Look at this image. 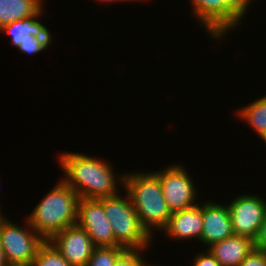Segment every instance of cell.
<instances>
[{
	"mask_svg": "<svg viewBox=\"0 0 266 266\" xmlns=\"http://www.w3.org/2000/svg\"><path fill=\"white\" fill-rule=\"evenodd\" d=\"M147 249H126L116 260L114 266H156L145 262L142 257ZM144 258V259H143Z\"/></svg>",
	"mask_w": 266,
	"mask_h": 266,
	"instance_id": "19",
	"label": "cell"
},
{
	"mask_svg": "<svg viewBox=\"0 0 266 266\" xmlns=\"http://www.w3.org/2000/svg\"><path fill=\"white\" fill-rule=\"evenodd\" d=\"M108 220L104 214L103 198H80L76 225L89 235L95 247L120 246Z\"/></svg>",
	"mask_w": 266,
	"mask_h": 266,
	"instance_id": "8",
	"label": "cell"
},
{
	"mask_svg": "<svg viewBox=\"0 0 266 266\" xmlns=\"http://www.w3.org/2000/svg\"><path fill=\"white\" fill-rule=\"evenodd\" d=\"M254 247L255 249L266 252V217L260 226L257 237L254 240Z\"/></svg>",
	"mask_w": 266,
	"mask_h": 266,
	"instance_id": "24",
	"label": "cell"
},
{
	"mask_svg": "<svg viewBox=\"0 0 266 266\" xmlns=\"http://www.w3.org/2000/svg\"><path fill=\"white\" fill-rule=\"evenodd\" d=\"M183 164H172L164 169L153 171L159 178L163 196L171 213L191 208L196 203L198 189Z\"/></svg>",
	"mask_w": 266,
	"mask_h": 266,
	"instance_id": "6",
	"label": "cell"
},
{
	"mask_svg": "<svg viewBox=\"0 0 266 266\" xmlns=\"http://www.w3.org/2000/svg\"><path fill=\"white\" fill-rule=\"evenodd\" d=\"M5 217L0 223V243L8 264L32 265L46 240L25 220L23 228ZM24 226L26 228H24Z\"/></svg>",
	"mask_w": 266,
	"mask_h": 266,
	"instance_id": "5",
	"label": "cell"
},
{
	"mask_svg": "<svg viewBox=\"0 0 266 266\" xmlns=\"http://www.w3.org/2000/svg\"><path fill=\"white\" fill-rule=\"evenodd\" d=\"M206 251V252H204ZM202 250L198 255H195L192 266H221L220 263L214 258V256L208 250Z\"/></svg>",
	"mask_w": 266,
	"mask_h": 266,
	"instance_id": "23",
	"label": "cell"
},
{
	"mask_svg": "<svg viewBox=\"0 0 266 266\" xmlns=\"http://www.w3.org/2000/svg\"><path fill=\"white\" fill-rule=\"evenodd\" d=\"M7 266H32V265H16V264H8Z\"/></svg>",
	"mask_w": 266,
	"mask_h": 266,
	"instance_id": "29",
	"label": "cell"
},
{
	"mask_svg": "<svg viewBox=\"0 0 266 266\" xmlns=\"http://www.w3.org/2000/svg\"><path fill=\"white\" fill-rule=\"evenodd\" d=\"M8 263L6 262L4 253L2 251L1 243H0V266H7Z\"/></svg>",
	"mask_w": 266,
	"mask_h": 266,
	"instance_id": "26",
	"label": "cell"
},
{
	"mask_svg": "<svg viewBox=\"0 0 266 266\" xmlns=\"http://www.w3.org/2000/svg\"><path fill=\"white\" fill-rule=\"evenodd\" d=\"M142 226L153 237L168 224L171 211L163 196L160 180L154 172H125L124 188ZM155 230V231H153Z\"/></svg>",
	"mask_w": 266,
	"mask_h": 266,
	"instance_id": "2",
	"label": "cell"
},
{
	"mask_svg": "<svg viewBox=\"0 0 266 266\" xmlns=\"http://www.w3.org/2000/svg\"><path fill=\"white\" fill-rule=\"evenodd\" d=\"M97 1H98L97 3L101 2L102 4L103 3L106 4L107 2L110 3V4L113 3V2H115V3H117V2H119V3L120 2H133V1L134 2H137V1L140 2V0H97ZM141 1H143V0H141Z\"/></svg>",
	"mask_w": 266,
	"mask_h": 266,
	"instance_id": "25",
	"label": "cell"
},
{
	"mask_svg": "<svg viewBox=\"0 0 266 266\" xmlns=\"http://www.w3.org/2000/svg\"><path fill=\"white\" fill-rule=\"evenodd\" d=\"M263 140L264 143H266V130L262 132V134L259 136Z\"/></svg>",
	"mask_w": 266,
	"mask_h": 266,
	"instance_id": "27",
	"label": "cell"
},
{
	"mask_svg": "<svg viewBox=\"0 0 266 266\" xmlns=\"http://www.w3.org/2000/svg\"><path fill=\"white\" fill-rule=\"evenodd\" d=\"M238 110L235 112H237L240 120L252 127L258 136L266 130V95L255 99L245 107L240 109L238 107Z\"/></svg>",
	"mask_w": 266,
	"mask_h": 266,
	"instance_id": "16",
	"label": "cell"
},
{
	"mask_svg": "<svg viewBox=\"0 0 266 266\" xmlns=\"http://www.w3.org/2000/svg\"><path fill=\"white\" fill-rule=\"evenodd\" d=\"M125 194L123 197L121 193L104 197V214L109 219L115 240L121 247L148 249L154 237L142 226L129 195L127 192Z\"/></svg>",
	"mask_w": 266,
	"mask_h": 266,
	"instance_id": "4",
	"label": "cell"
},
{
	"mask_svg": "<svg viewBox=\"0 0 266 266\" xmlns=\"http://www.w3.org/2000/svg\"><path fill=\"white\" fill-rule=\"evenodd\" d=\"M238 266H266V252L254 248Z\"/></svg>",
	"mask_w": 266,
	"mask_h": 266,
	"instance_id": "22",
	"label": "cell"
},
{
	"mask_svg": "<svg viewBox=\"0 0 266 266\" xmlns=\"http://www.w3.org/2000/svg\"><path fill=\"white\" fill-rule=\"evenodd\" d=\"M162 232L174 241L194 238L199 242L203 232L202 201L200 205L173 212Z\"/></svg>",
	"mask_w": 266,
	"mask_h": 266,
	"instance_id": "12",
	"label": "cell"
},
{
	"mask_svg": "<svg viewBox=\"0 0 266 266\" xmlns=\"http://www.w3.org/2000/svg\"><path fill=\"white\" fill-rule=\"evenodd\" d=\"M32 266H72L57 251V249L46 241L38 250Z\"/></svg>",
	"mask_w": 266,
	"mask_h": 266,
	"instance_id": "17",
	"label": "cell"
},
{
	"mask_svg": "<svg viewBox=\"0 0 266 266\" xmlns=\"http://www.w3.org/2000/svg\"><path fill=\"white\" fill-rule=\"evenodd\" d=\"M125 250L121 246L95 247L85 266H114L117 258Z\"/></svg>",
	"mask_w": 266,
	"mask_h": 266,
	"instance_id": "18",
	"label": "cell"
},
{
	"mask_svg": "<svg viewBox=\"0 0 266 266\" xmlns=\"http://www.w3.org/2000/svg\"><path fill=\"white\" fill-rule=\"evenodd\" d=\"M34 15L28 18L13 21L9 24H5L0 28V33H6L11 37V44L16 48L30 35L42 38L49 46L52 45L54 40L52 33L46 25L38 21L43 15Z\"/></svg>",
	"mask_w": 266,
	"mask_h": 266,
	"instance_id": "14",
	"label": "cell"
},
{
	"mask_svg": "<svg viewBox=\"0 0 266 266\" xmlns=\"http://www.w3.org/2000/svg\"><path fill=\"white\" fill-rule=\"evenodd\" d=\"M50 47L42 38L35 37L30 35V38H27L23 41L17 49L23 54H37L43 51H46Z\"/></svg>",
	"mask_w": 266,
	"mask_h": 266,
	"instance_id": "20",
	"label": "cell"
},
{
	"mask_svg": "<svg viewBox=\"0 0 266 266\" xmlns=\"http://www.w3.org/2000/svg\"><path fill=\"white\" fill-rule=\"evenodd\" d=\"M44 0H0V28L13 21L45 13Z\"/></svg>",
	"mask_w": 266,
	"mask_h": 266,
	"instance_id": "15",
	"label": "cell"
},
{
	"mask_svg": "<svg viewBox=\"0 0 266 266\" xmlns=\"http://www.w3.org/2000/svg\"><path fill=\"white\" fill-rule=\"evenodd\" d=\"M1 208L2 207H0V223L5 218L4 214L1 212L2 211Z\"/></svg>",
	"mask_w": 266,
	"mask_h": 266,
	"instance_id": "28",
	"label": "cell"
},
{
	"mask_svg": "<svg viewBox=\"0 0 266 266\" xmlns=\"http://www.w3.org/2000/svg\"><path fill=\"white\" fill-rule=\"evenodd\" d=\"M254 0H223V4L241 21Z\"/></svg>",
	"mask_w": 266,
	"mask_h": 266,
	"instance_id": "21",
	"label": "cell"
},
{
	"mask_svg": "<svg viewBox=\"0 0 266 266\" xmlns=\"http://www.w3.org/2000/svg\"><path fill=\"white\" fill-rule=\"evenodd\" d=\"M203 232L199 242L210 246L232 236L233 229L227 204H217L208 199L202 203Z\"/></svg>",
	"mask_w": 266,
	"mask_h": 266,
	"instance_id": "11",
	"label": "cell"
},
{
	"mask_svg": "<svg viewBox=\"0 0 266 266\" xmlns=\"http://www.w3.org/2000/svg\"><path fill=\"white\" fill-rule=\"evenodd\" d=\"M227 206L233 233L254 241L266 217V201L260 195L243 193Z\"/></svg>",
	"mask_w": 266,
	"mask_h": 266,
	"instance_id": "7",
	"label": "cell"
},
{
	"mask_svg": "<svg viewBox=\"0 0 266 266\" xmlns=\"http://www.w3.org/2000/svg\"><path fill=\"white\" fill-rule=\"evenodd\" d=\"M48 241L72 266H85L95 248L89 235L77 225L57 232Z\"/></svg>",
	"mask_w": 266,
	"mask_h": 266,
	"instance_id": "10",
	"label": "cell"
},
{
	"mask_svg": "<svg viewBox=\"0 0 266 266\" xmlns=\"http://www.w3.org/2000/svg\"><path fill=\"white\" fill-rule=\"evenodd\" d=\"M80 196L59 179L34 207L30 215L24 217L31 227L48 241L57 232L76 225Z\"/></svg>",
	"mask_w": 266,
	"mask_h": 266,
	"instance_id": "3",
	"label": "cell"
},
{
	"mask_svg": "<svg viewBox=\"0 0 266 266\" xmlns=\"http://www.w3.org/2000/svg\"><path fill=\"white\" fill-rule=\"evenodd\" d=\"M193 18L200 22L212 39L219 40L242 24L224 4L223 0H189Z\"/></svg>",
	"mask_w": 266,
	"mask_h": 266,
	"instance_id": "9",
	"label": "cell"
},
{
	"mask_svg": "<svg viewBox=\"0 0 266 266\" xmlns=\"http://www.w3.org/2000/svg\"><path fill=\"white\" fill-rule=\"evenodd\" d=\"M254 248L253 240L233 234L222 241L213 243L207 250L221 266H238Z\"/></svg>",
	"mask_w": 266,
	"mask_h": 266,
	"instance_id": "13",
	"label": "cell"
},
{
	"mask_svg": "<svg viewBox=\"0 0 266 266\" xmlns=\"http://www.w3.org/2000/svg\"><path fill=\"white\" fill-rule=\"evenodd\" d=\"M57 158L65 175L62 180L80 198L101 199L120 193L118 188L120 185L124 188L125 173L121 175L116 172L119 174L116 175L112 163L83 153L69 151L61 152Z\"/></svg>",
	"mask_w": 266,
	"mask_h": 266,
	"instance_id": "1",
	"label": "cell"
}]
</instances>
